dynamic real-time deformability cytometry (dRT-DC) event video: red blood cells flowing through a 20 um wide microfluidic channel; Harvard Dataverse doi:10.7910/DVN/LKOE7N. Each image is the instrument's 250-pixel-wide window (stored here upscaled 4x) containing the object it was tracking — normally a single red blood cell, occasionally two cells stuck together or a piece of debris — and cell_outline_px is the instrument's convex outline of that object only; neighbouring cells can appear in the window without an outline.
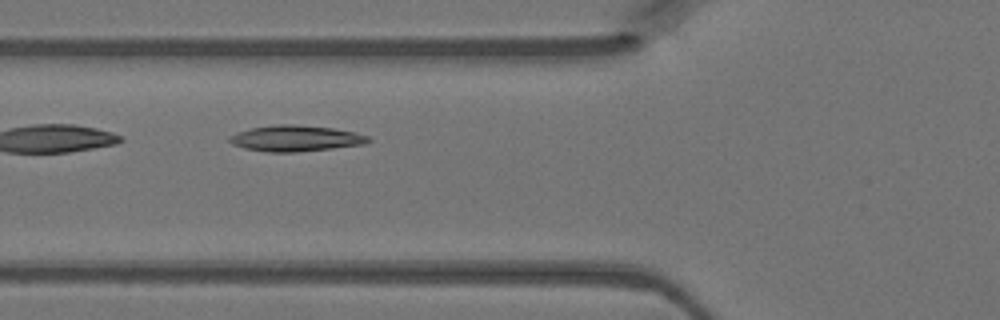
{"species": "Egyptian fruit bat (a non-hibernating species)", "species_latin": "Rousettus aegyptiacus", "temperature_condition": "warm", "stored_images_in_passage": 44, "camera_frame_rate_fps": 3000, "um_per_image_px": 0.085, "animal": {"sex": "female"}, "frame": {"image": 1, "passage_image": 14, "time_ms": 4.333, "image_size_px": [1000, 320], "cell_outline_px": [[372, 140], [364, 144], [332, 148], [296, 152], [268, 152], [244, 148], [232, 144], [228, 140], [228, 136], [236, 132], [252, 128], [276, 124], [296, 124], [332, 128], [352, 132], [368, 136]], "centroid_in_image_um": [25.08, 11.76], "position_along_channel_um": 100.7, "area_um2": 20.92}}
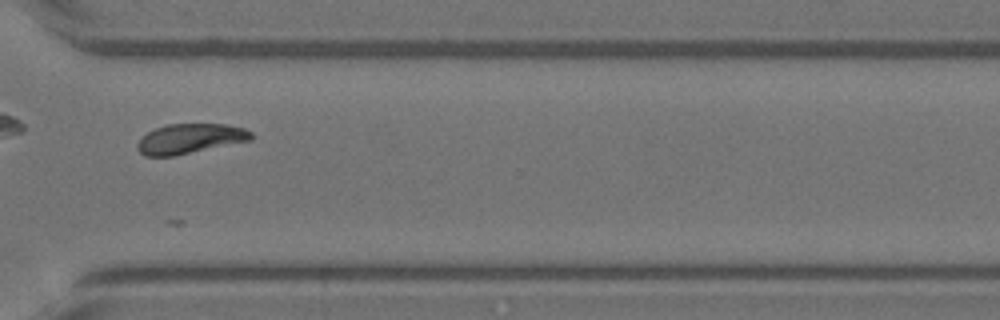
{"frame": {"image": 2, "passage_image": 32, "time_ms": 10.333, "image_size_px": [1000, 320], "cell_outline_px": [[256, 136], [252, 140], [172, 156], [144, 156], [136, 148], [136, 144], [148, 132], [156, 128], [168, 124], [228, 124], [244, 128], [252, 132]], "centroid_in_image_um": [16.19, 11.78], "position_along_channel_um": 354.4, "area_um2": 19.77}}
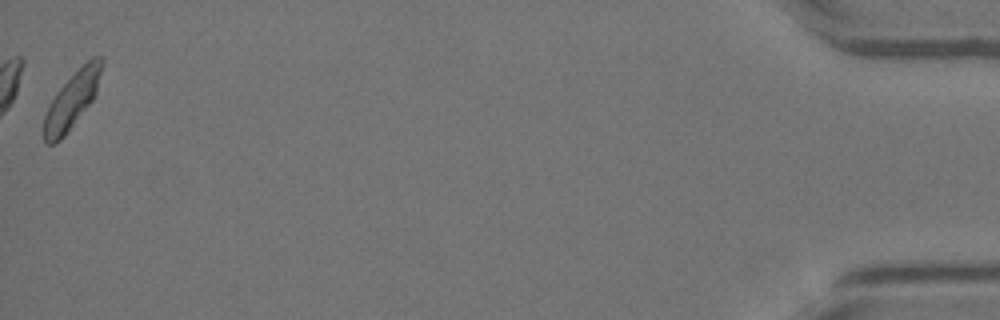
{"frame": {"image": 3, "passage_image": 44, "time_ms": 14.333, "image_size_px": [1000, 320], "cell_outline_px": [[104, 64], [96, 92], [92, 100], [68, 132], [60, 140], [52, 144], [44, 144], [44, 116], [56, 92], [92, 56], [100, 56], [104, 60]], "centroid_in_image_um": [6.14, 8.52], "position_along_channel_um": 429.1, "area_um2": 18.61}}